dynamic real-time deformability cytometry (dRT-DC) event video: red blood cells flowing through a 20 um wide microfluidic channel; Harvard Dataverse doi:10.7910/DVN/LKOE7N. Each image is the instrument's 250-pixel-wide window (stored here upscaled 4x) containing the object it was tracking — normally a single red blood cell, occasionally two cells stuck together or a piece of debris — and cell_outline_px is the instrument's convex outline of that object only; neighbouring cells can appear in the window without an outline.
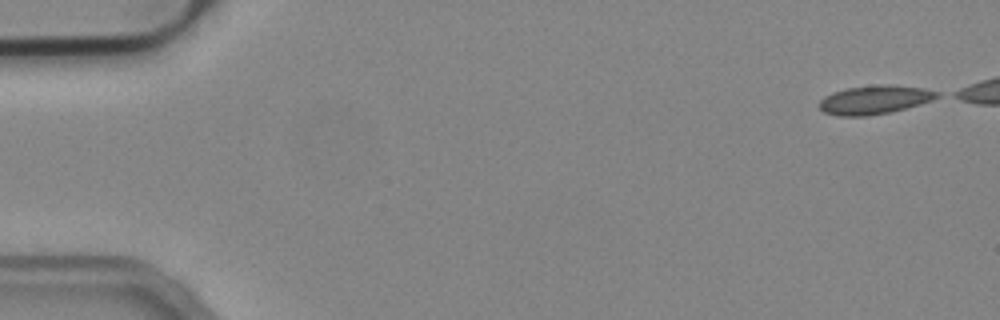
{"species": "common noctule bat (a hibernating species)", "species_latin": "Nyctalus noctula", "temperature_condition": "cold", "stored_images_in_passage": 45, "camera_frame_rate_fps": 3000, "um_per_image_px": 0.085, "animal": {"sex": "male", "body_mass_g": 19.2, "forearm_length_mm": 51.8}, "frame": {"image": 1, "passage_image": 1, "time_ms": 0.0, "image_size_px": [1000, 320], "cell_outline_px": [[940, 96], [932, 100], [920, 104], [892, 112], [868, 116], [836, 116], [824, 112], [820, 108], [820, 100], [824, 96], [832, 92], [844, 88], [880, 84], [892, 84], [924, 88], [940, 92]], "centroid_in_image_um": [74.35, 8.47], "position_along_channel_um": 10.7, "area_um2": 20.0}}
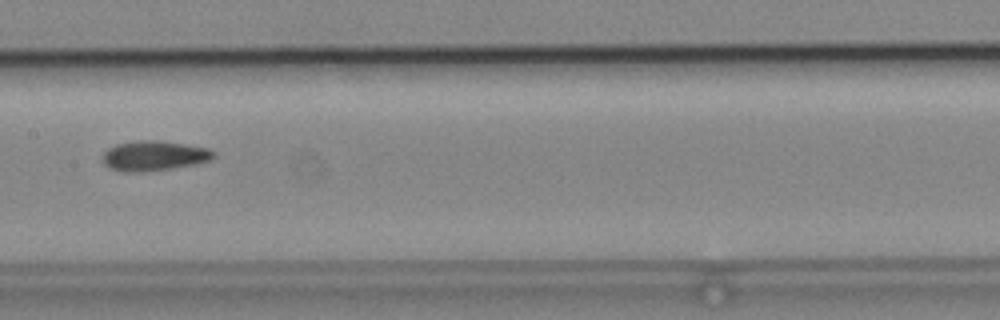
{"frame": {"image": 2, "passage_image": 26, "time_ms": 8.333, "image_size_px": [1000, 320], "cell_outline_px": [[216, 156], [212, 160], [196, 164], [172, 168], [140, 172], [124, 172], [108, 168], [104, 164], [104, 152], [108, 148], [116, 144], [136, 140], [156, 140], [184, 144], [208, 148], [216, 152]], "centroid_in_image_um": [13.11, 13.24], "position_along_channel_um": 194.3, "area_um2": 19.48}}
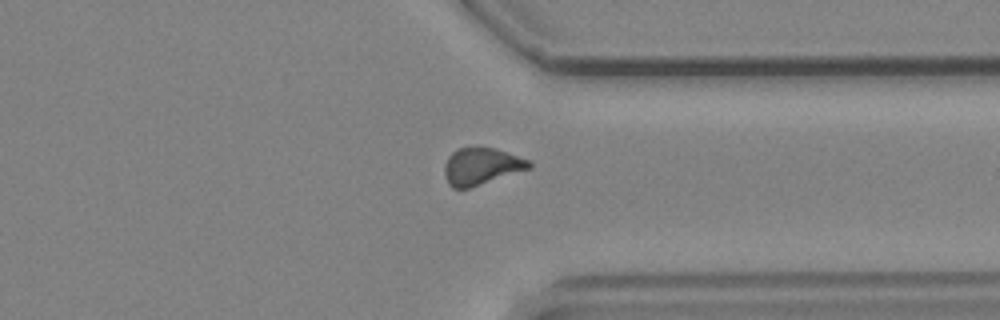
{"frame": {"image": 3, "passage_image": 40, "time_ms": 13.0, "image_size_px": [1000, 320], "cell_outline_px": [[532, 168], [468, 188], [452, 188], [448, 184], [444, 176], [444, 164], [448, 156], [456, 148], [476, 144], [480, 144], [496, 148], [528, 160], [532, 164]], "centroid_in_image_um": [40.87, 14.08], "position_along_channel_um": 370.5, "area_um2": 18.79}}